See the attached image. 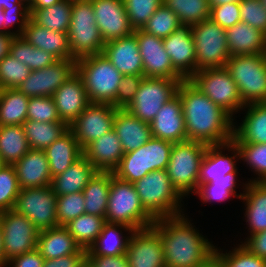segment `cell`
Instances as JSON below:
<instances>
[{"label":"cell","mask_w":266,"mask_h":267,"mask_svg":"<svg viewBox=\"0 0 266 267\" xmlns=\"http://www.w3.org/2000/svg\"><path fill=\"white\" fill-rule=\"evenodd\" d=\"M208 145L197 141L173 143L166 171L172 185L185 198L198 189L200 165Z\"/></svg>","instance_id":"obj_6"},{"label":"cell","mask_w":266,"mask_h":267,"mask_svg":"<svg viewBox=\"0 0 266 267\" xmlns=\"http://www.w3.org/2000/svg\"><path fill=\"white\" fill-rule=\"evenodd\" d=\"M126 256L129 267H166L162 240L152 226L134 230Z\"/></svg>","instance_id":"obj_18"},{"label":"cell","mask_w":266,"mask_h":267,"mask_svg":"<svg viewBox=\"0 0 266 267\" xmlns=\"http://www.w3.org/2000/svg\"><path fill=\"white\" fill-rule=\"evenodd\" d=\"M225 150L228 154H225ZM240 159L239 148L233 141L223 145L208 146L200 165L198 184L214 182L216 179L224 178L228 173L238 172L236 163Z\"/></svg>","instance_id":"obj_20"},{"label":"cell","mask_w":266,"mask_h":267,"mask_svg":"<svg viewBox=\"0 0 266 267\" xmlns=\"http://www.w3.org/2000/svg\"><path fill=\"white\" fill-rule=\"evenodd\" d=\"M29 97L15 89L0 90V126L22 125L27 120Z\"/></svg>","instance_id":"obj_40"},{"label":"cell","mask_w":266,"mask_h":267,"mask_svg":"<svg viewBox=\"0 0 266 267\" xmlns=\"http://www.w3.org/2000/svg\"><path fill=\"white\" fill-rule=\"evenodd\" d=\"M182 26L178 16L164 4L147 20L141 29L145 33L160 38H166Z\"/></svg>","instance_id":"obj_45"},{"label":"cell","mask_w":266,"mask_h":267,"mask_svg":"<svg viewBox=\"0 0 266 267\" xmlns=\"http://www.w3.org/2000/svg\"><path fill=\"white\" fill-rule=\"evenodd\" d=\"M231 250L223 251L215 247L214 253L222 260L224 267H266L265 259L255 256L241 244L234 245Z\"/></svg>","instance_id":"obj_49"},{"label":"cell","mask_w":266,"mask_h":267,"mask_svg":"<svg viewBox=\"0 0 266 267\" xmlns=\"http://www.w3.org/2000/svg\"><path fill=\"white\" fill-rule=\"evenodd\" d=\"M3 12L5 16V22L3 23V34H9L13 37L21 36L28 20L30 19L29 8H10L3 10ZM9 27L13 28L14 30L10 29Z\"/></svg>","instance_id":"obj_56"},{"label":"cell","mask_w":266,"mask_h":267,"mask_svg":"<svg viewBox=\"0 0 266 267\" xmlns=\"http://www.w3.org/2000/svg\"><path fill=\"white\" fill-rule=\"evenodd\" d=\"M86 261L87 250L82 249L75 254H69L56 259H44L43 267H82Z\"/></svg>","instance_id":"obj_57"},{"label":"cell","mask_w":266,"mask_h":267,"mask_svg":"<svg viewBox=\"0 0 266 267\" xmlns=\"http://www.w3.org/2000/svg\"><path fill=\"white\" fill-rule=\"evenodd\" d=\"M241 245L244 246L249 252L255 256L266 260V230L248 235L247 238L242 242Z\"/></svg>","instance_id":"obj_58"},{"label":"cell","mask_w":266,"mask_h":267,"mask_svg":"<svg viewBox=\"0 0 266 267\" xmlns=\"http://www.w3.org/2000/svg\"><path fill=\"white\" fill-rule=\"evenodd\" d=\"M27 120L38 122L61 121L52 96L30 97L27 109Z\"/></svg>","instance_id":"obj_52"},{"label":"cell","mask_w":266,"mask_h":267,"mask_svg":"<svg viewBox=\"0 0 266 267\" xmlns=\"http://www.w3.org/2000/svg\"><path fill=\"white\" fill-rule=\"evenodd\" d=\"M105 220L134 230L151 227L155 222L143 208L134 184L119 179L113 172Z\"/></svg>","instance_id":"obj_5"},{"label":"cell","mask_w":266,"mask_h":267,"mask_svg":"<svg viewBox=\"0 0 266 267\" xmlns=\"http://www.w3.org/2000/svg\"><path fill=\"white\" fill-rule=\"evenodd\" d=\"M112 172L97 171L82 191L87 214L105 218L108 206V196L111 187Z\"/></svg>","instance_id":"obj_36"},{"label":"cell","mask_w":266,"mask_h":267,"mask_svg":"<svg viewBox=\"0 0 266 267\" xmlns=\"http://www.w3.org/2000/svg\"><path fill=\"white\" fill-rule=\"evenodd\" d=\"M30 149L22 125L0 126V155L5 165H14Z\"/></svg>","instance_id":"obj_38"},{"label":"cell","mask_w":266,"mask_h":267,"mask_svg":"<svg viewBox=\"0 0 266 267\" xmlns=\"http://www.w3.org/2000/svg\"><path fill=\"white\" fill-rule=\"evenodd\" d=\"M143 75H123L116 94V109H126L133 101Z\"/></svg>","instance_id":"obj_55"},{"label":"cell","mask_w":266,"mask_h":267,"mask_svg":"<svg viewBox=\"0 0 266 267\" xmlns=\"http://www.w3.org/2000/svg\"><path fill=\"white\" fill-rule=\"evenodd\" d=\"M61 121L70 126L90 104L86 89L77 72L52 95Z\"/></svg>","instance_id":"obj_22"},{"label":"cell","mask_w":266,"mask_h":267,"mask_svg":"<svg viewBox=\"0 0 266 267\" xmlns=\"http://www.w3.org/2000/svg\"><path fill=\"white\" fill-rule=\"evenodd\" d=\"M239 148L241 160L255 173L252 181H266V143H235Z\"/></svg>","instance_id":"obj_46"},{"label":"cell","mask_w":266,"mask_h":267,"mask_svg":"<svg viewBox=\"0 0 266 267\" xmlns=\"http://www.w3.org/2000/svg\"><path fill=\"white\" fill-rule=\"evenodd\" d=\"M183 80L185 79L144 77L126 110L141 121L150 123L163 104L177 95L179 84Z\"/></svg>","instance_id":"obj_12"},{"label":"cell","mask_w":266,"mask_h":267,"mask_svg":"<svg viewBox=\"0 0 266 267\" xmlns=\"http://www.w3.org/2000/svg\"><path fill=\"white\" fill-rule=\"evenodd\" d=\"M37 250L44 259H56L78 253L82 248L65 226H57L39 231Z\"/></svg>","instance_id":"obj_33"},{"label":"cell","mask_w":266,"mask_h":267,"mask_svg":"<svg viewBox=\"0 0 266 267\" xmlns=\"http://www.w3.org/2000/svg\"><path fill=\"white\" fill-rule=\"evenodd\" d=\"M87 262L93 267H129L126 254L117 256H87Z\"/></svg>","instance_id":"obj_60"},{"label":"cell","mask_w":266,"mask_h":267,"mask_svg":"<svg viewBox=\"0 0 266 267\" xmlns=\"http://www.w3.org/2000/svg\"><path fill=\"white\" fill-rule=\"evenodd\" d=\"M5 22V16L3 10H0V33L3 34V23Z\"/></svg>","instance_id":"obj_67"},{"label":"cell","mask_w":266,"mask_h":267,"mask_svg":"<svg viewBox=\"0 0 266 267\" xmlns=\"http://www.w3.org/2000/svg\"><path fill=\"white\" fill-rule=\"evenodd\" d=\"M239 172H231L224 176V178L216 179L214 182L206 184H198V189L194 194L199 196L202 204L208 203L213 205L216 202H224L225 200L236 197L241 199L243 197L242 192L237 193L236 185Z\"/></svg>","instance_id":"obj_41"},{"label":"cell","mask_w":266,"mask_h":267,"mask_svg":"<svg viewBox=\"0 0 266 267\" xmlns=\"http://www.w3.org/2000/svg\"><path fill=\"white\" fill-rule=\"evenodd\" d=\"M209 18L225 30L241 22L239 2L211 7Z\"/></svg>","instance_id":"obj_54"},{"label":"cell","mask_w":266,"mask_h":267,"mask_svg":"<svg viewBox=\"0 0 266 267\" xmlns=\"http://www.w3.org/2000/svg\"><path fill=\"white\" fill-rule=\"evenodd\" d=\"M189 80L213 103L231 115L234 121L235 114L243 111L245 104L226 67L199 70Z\"/></svg>","instance_id":"obj_10"},{"label":"cell","mask_w":266,"mask_h":267,"mask_svg":"<svg viewBox=\"0 0 266 267\" xmlns=\"http://www.w3.org/2000/svg\"><path fill=\"white\" fill-rule=\"evenodd\" d=\"M98 170L83 155L64 172L51 180V188L57 196L82 192Z\"/></svg>","instance_id":"obj_34"},{"label":"cell","mask_w":266,"mask_h":267,"mask_svg":"<svg viewBox=\"0 0 266 267\" xmlns=\"http://www.w3.org/2000/svg\"><path fill=\"white\" fill-rule=\"evenodd\" d=\"M7 262L3 250V230L0 224V267H7Z\"/></svg>","instance_id":"obj_65"},{"label":"cell","mask_w":266,"mask_h":267,"mask_svg":"<svg viewBox=\"0 0 266 267\" xmlns=\"http://www.w3.org/2000/svg\"><path fill=\"white\" fill-rule=\"evenodd\" d=\"M44 257L36 249L32 252L11 258L7 267H43Z\"/></svg>","instance_id":"obj_59"},{"label":"cell","mask_w":266,"mask_h":267,"mask_svg":"<svg viewBox=\"0 0 266 267\" xmlns=\"http://www.w3.org/2000/svg\"><path fill=\"white\" fill-rule=\"evenodd\" d=\"M57 195L51 186L20 189L14 210L26 216L39 231L58 226Z\"/></svg>","instance_id":"obj_13"},{"label":"cell","mask_w":266,"mask_h":267,"mask_svg":"<svg viewBox=\"0 0 266 267\" xmlns=\"http://www.w3.org/2000/svg\"><path fill=\"white\" fill-rule=\"evenodd\" d=\"M262 4L266 7V0H260Z\"/></svg>","instance_id":"obj_71"},{"label":"cell","mask_w":266,"mask_h":267,"mask_svg":"<svg viewBox=\"0 0 266 267\" xmlns=\"http://www.w3.org/2000/svg\"><path fill=\"white\" fill-rule=\"evenodd\" d=\"M187 217L184 213L152 224L163 243L166 267H198L215 252L216 245Z\"/></svg>","instance_id":"obj_2"},{"label":"cell","mask_w":266,"mask_h":267,"mask_svg":"<svg viewBox=\"0 0 266 267\" xmlns=\"http://www.w3.org/2000/svg\"><path fill=\"white\" fill-rule=\"evenodd\" d=\"M113 129L121 142L124 153L138 149L153 137L150 123L141 121L126 109L116 110Z\"/></svg>","instance_id":"obj_27"},{"label":"cell","mask_w":266,"mask_h":267,"mask_svg":"<svg viewBox=\"0 0 266 267\" xmlns=\"http://www.w3.org/2000/svg\"><path fill=\"white\" fill-rule=\"evenodd\" d=\"M102 54L122 75H143L139 44L134 34L105 43Z\"/></svg>","instance_id":"obj_24"},{"label":"cell","mask_w":266,"mask_h":267,"mask_svg":"<svg viewBox=\"0 0 266 267\" xmlns=\"http://www.w3.org/2000/svg\"><path fill=\"white\" fill-rule=\"evenodd\" d=\"M13 166L20 189L51 185L52 176L44 150L30 149Z\"/></svg>","instance_id":"obj_25"},{"label":"cell","mask_w":266,"mask_h":267,"mask_svg":"<svg viewBox=\"0 0 266 267\" xmlns=\"http://www.w3.org/2000/svg\"><path fill=\"white\" fill-rule=\"evenodd\" d=\"M163 4L171 9L182 25L192 26L209 19V0H163Z\"/></svg>","instance_id":"obj_44"},{"label":"cell","mask_w":266,"mask_h":267,"mask_svg":"<svg viewBox=\"0 0 266 267\" xmlns=\"http://www.w3.org/2000/svg\"><path fill=\"white\" fill-rule=\"evenodd\" d=\"M84 195L82 192L57 196V221L58 226H65L71 220L86 213L84 208Z\"/></svg>","instance_id":"obj_51"},{"label":"cell","mask_w":266,"mask_h":267,"mask_svg":"<svg viewBox=\"0 0 266 267\" xmlns=\"http://www.w3.org/2000/svg\"><path fill=\"white\" fill-rule=\"evenodd\" d=\"M22 126L30 148L38 150H45L69 130V126L63 121L38 122L26 120Z\"/></svg>","instance_id":"obj_37"},{"label":"cell","mask_w":266,"mask_h":267,"mask_svg":"<svg viewBox=\"0 0 266 267\" xmlns=\"http://www.w3.org/2000/svg\"><path fill=\"white\" fill-rule=\"evenodd\" d=\"M189 141L208 146L223 145L232 141L234 118L213 103L189 79L178 87Z\"/></svg>","instance_id":"obj_1"},{"label":"cell","mask_w":266,"mask_h":267,"mask_svg":"<svg viewBox=\"0 0 266 267\" xmlns=\"http://www.w3.org/2000/svg\"><path fill=\"white\" fill-rule=\"evenodd\" d=\"M130 25L142 29L147 20L163 4V0H123Z\"/></svg>","instance_id":"obj_50"},{"label":"cell","mask_w":266,"mask_h":267,"mask_svg":"<svg viewBox=\"0 0 266 267\" xmlns=\"http://www.w3.org/2000/svg\"><path fill=\"white\" fill-rule=\"evenodd\" d=\"M30 18L42 27L67 33L72 15V0H61L50 7L29 10Z\"/></svg>","instance_id":"obj_39"},{"label":"cell","mask_w":266,"mask_h":267,"mask_svg":"<svg viewBox=\"0 0 266 267\" xmlns=\"http://www.w3.org/2000/svg\"><path fill=\"white\" fill-rule=\"evenodd\" d=\"M133 232L134 229L126 225L106 222L96 241L87 250V256H117L126 254Z\"/></svg>","instance_id":"obj_32"},{"label":"cell","mask_w":266,"mask_h":267,"mask_svg":"<svg viewBox=\"0 0 266 267\" xmlns=\"http://www.w3.org/2000/svg\"><path fill=\"white\" fill-rule=\"evenodd\" d=\"M21 2H23L27 7H30L34 0H21Z\"/></svg>","instance_id":"obj_68"},{"label":"cell","mask_w":266,"mask_h":267,"mask_svg":"<svg viewBox=\"0 0 266 267\" xmlns=\"http://www.w3.org/2000/svg\"><path fill=\"white\" fill-rule=\"evenodd\" d=\"M133 184L143 208L154 220L185 213V198L172 185L166 170L151 171Z\"/></svg>","instance_id":"obj_3"},{"label":"cell","mask_w":266,"mask_h":267,"mask_svg":"<svg viewBox=\"0 0 266 267\" xmlns=\"http://www.w3.org/2000/svg\"><path fill=\"white\" fill-rule=\"evenodd\" d=\"M12 39L13 36L0 33V60H2L7 54H9V48Z\"/></svg>","instance_id":"obj_61"},{"label":"cell","mask_w":266,"mask_h":267,"mask_svg":"<svg viewBox=\"0 0 266 267\" xmlns=\"http://www.w3.org/2000/svg\"><path fill=\"white\" fill-rule=\"evenodd\" d=\"M52 178L64 172L80 159L83 149L79 146L73 132L69 129L45 150Z\"/></svg>","instance_id":"obj_35"},{"label":"cell","mask_w":266,"mask_h":267,"mask_svg":"<svg viewBox=\"0 0 266 267\" xmlns=\"http://www.w3.org/2000/svg\"><path fill=\"white\" fill-rule=\"evenodd\" d=\"M243 200L245 204V222L248 225V234L266 230V181H246L242 183Z\"/></svg>","instance_id":"obj_29"},{"label":"cell","mask_w":266,"mask_h":267,"mask_svg":"<svg viewBox=\"0 0 266 267\" xmlns=\"http://www.w3.org/2000/svg\"><path fill=\"white\" fill-rule=\"evenodd\" d=\"M173 143L152 137L144 145L129 153H124L114 175L124 181L134 183L151 171L166 170Z\"/></svg>","instance_id":"obj_7"},{"label":"cell","mask_w":266,"mask_h":267,"mask_svg":"<svg viewBox=\"0 0 266 267\" xmlns=\"http://www.w3.org/2000/svg\"><path fill=\"white\" fill-rule=\"evenodd\" d=\"M225 67L245 105L266 102V54L233 55Z\"/></svg>","instance_id":"obj_9"},{"label":"cell","mask_w":266,"mask_h":267,"mask_svg":"<svg viewBox=\"0 0 266 267\" xmlns=\"http://www.w3.org/2000/svg\"><path fill=\"white\" fill-rule=\"evenodd\" d=\"M76 72L90 103H110L116 108L117 88L123 75L102 53L78 59Z\"/></svg>","instance_id":"obj_4"},{"label":"cell","mask_w":266,"mask_h":267,"mask_svg":"<svg viewBox=\"0 0 266 267\" xmlns=\"http://www.w3.org/2000/svg\"><path fill=\"white\" fill-rule=\"evenodd\" d=\"M116 110L110 103H90L69 126L83 150L113 129Z\"/></svg>","instance_id":"obj_15"},{"label":"cell","mask_w":266,"mask_h":267,"mask_svg":"<svg viewBox=\"0 0 266 267\" xmlns=\"http://www.w3.org/2000/svg\"><path fill=\"white\" fill-rule=\"evenodd\" d=\"M82 267H93L87 261L82 265Z\"/></svg>","instance_id":"obj_69"},{"label":"cell","mask_w":266,"mask_h":267,"mask_svg":"<svg viewBox=\"0 0 266 267\" xmlns=\"http://www.w3.org/2000/svg\"><path fill=\"white\" fill-rule=\"evenodd\" d=\"M21 37L34 47L51 53L58 60H76L72 56L67 33L49 30L30 18Z\"/></svg>","instance_id":"obj_26"},{"label":"cell","mask_w":266,"mask_h":267,"mask_svg":"<svg viewBox=\"0 0 266 267\" xmlns=\"http://www.w3.org/2000/svg\"><path fill=\"white\" fill-rule=\"evenodd\" d=\"M163 45L173 67L185 78L197 72V62L191 27L182 25L171 35L163 38Z\"/></svg>","instance_id":"obj_21"},{"label":"cell","mask_w":266,"mask_h":267,"mask_svg":"<svg viewBox=\"0 0 266 267\" xmlns=\"http://www.w3.org/2000/svg\"><path fill=\"white\" fill-rule=\"evenodd\" d=\"M241 22L266 34V7L260 0H240Z\"/></svg>","instance_id":"obj_53"},{"label":"cell","mask_w":266,"mask_h":267,"mask_svg":"<svg viewBox=\"0 0 266 267\" xmlns=\"http://www.w3.org/2000/svg\"><path fill=\"white\" fill-rule=\"evenodd\" d=\"M190 27L195 46L197 71L225 67L230 58L226 30L210 18Z\"/></svg>","instance_id":"obj_11"},{"label":"cell","mask_w":266,"mask_h":267,"mask_svg":"<svg viewBox=\"0 0 266 267\" xmlns=\"http://www.w3.org/2000/svg\"><path fill=\"white\" fill-rule=\"evenodd\" d=\"M77 60H57L48 67L33 70L17 88L27 97L52 96L76 73Z\"/></svg>","instance_id":"obj_16"},{"label":"cell","mask_w":266,"mask_h":267,"mask_svg":"<svg viewBox=\"0 0 266 267\" xmlns=\"http://www.w3.org/2000/svg\"><path fill=\"white\" fill-rule=\"evenodd\" d=\"M105 223L104 217L84 213L71 220L65 227L81 248L88 250L96 241Z\"/></svg>","instance_id":"obj_43"},{"label":"cell","mask_w":266,"mask_h":267,"mask_svg":"<svg viewBox=\"0 0 266 267\" xmlns=\"http://www.w3.org/2000/svg\"><path fill=\"white\" fill-rule=\"evenodd\" d=\"M198 267H224L222 260L213 253L206 261L201 263Z\"/></svg>","instance_id":"obj_63"},{"label":"cell","mask_w":266,"mask_h":267,"mask_svg":"<svg viewBox=\"0 0 266 267\" xmlns=\"http://www.w3.org/2000/svg\"><path fill=\"white\" fill-rule=\"evenodd\" d=\"M3 250L7 261L37 249L39 230L26 216L14 209L0 213Z\"/></svg>","instance_id":"obj_14"},{"label":"cell","mask_w":266,"mask_h":267,"mask_svg":"<svg viewBox=\"0 0 266 267\" xmlns=\"http://www.w3.org/2000/svg\"><path fill=\"white\" fill-rule=\"evenodd\" d=\"M60 1L61 0H34L33 4L29 7V10H37L50 7Z\"/></svg>","instance_id":"obj_64"},{"label":"cell","mask_w":266,"mask_h":267,"mask_svg":"<svg viewBox=\"0 0 266 267\" xmlns=\"http://www.w3.org/2000/svg\"><path fill=\"white\" fill-rule=\"evenodd\" d=\"M229 2H240V0H209L210 7L219 6Z\"/></svg>","instance_id":"obj_66"},{"label":"cell","mask_w":266,"mask_h":267,"mask_svg":"<svg viewBox=\"0 0 266 267\" xmlns=\"http://www.w3.org/2000/svg\"><path fill=\"white\" fill-rule=\"evenodd\" d=\"M31 70L14 57L7 54L0 60L1 89H16L29 76Z\"/></svg>","instance_id":"obj_47"},{"label":"cell","mask_w":266,"mask_h":267,"mask_svg":"<svg viewBox=\"0 0 266 267\" xmlns=\"http://www.w3.org/2000/svg\"><path fill=\"white\" fill-rule=\"evenodd\" d=\"M9 55L25 64L31 71L48 67L58 60L51 53L34 47L21 36L13 37Z\"/></svg>","instance_id":"obj_42"},{"label":"cell","mask_w":266,"mask_h":267,"mask_svg":"<svg viewBox=\"0 0 266 267\" xmlns=\"http://www.w3.org/2000/svg\"><path fill=\"white\" fill-rule=\"evenodd\" d=\"M152 136L171 143L187 140L182 103L177 94L170 101L163 104L150 122Z\"/></svg>","instance_id":"obj_23"},{"label":"cell","mask_w":266,"mask_h":267,"mask_svg":"<svg viewBox=\"0 0 266 267\" xmlns=\"http://www.w3.org/2000/svg\"><path fill=\"white\" fill-rule=\"evenodd\" d=\"M10 8H29L21 0H0V10Z\"/></svg>","instance_id":"obj_62"},{"label":"cell","mask_w":266,"mask_h":267,"mask_svg":"<svg viewBox=\"0 0 266 267\" xmlns=\"http://www.w3.org/2000/svg\"><path fill=\"white\" fill-rule=\"evenodd\" d=\"M226 38L230 56L266 54V34L247 23L226 29Z\"/></svg>","instance_id":"obj_31"},{"label":"cell","mask_w":266,"mask_h":267,"mask_svg":"<svg viewBox=\"0 0 266 267\" xmlns=\"http://www.w3.org/2000/svg\"><path fill=\"white\" fill-rule=\"evenodd\" d=\"M83 154L98 171L113 172L119 166L124 151L115 130L112 129L90 143Z\"/></svg>","instance_id":"obj_28"},{"label":"cell","mask_w":266,"mask_h":267,"mask_svg":"<svg viewBox=\"0 0 266 267\" xmlns=\"http://www.w3.org/2000/svg\"><path fill=\"white\" fill-rule=\"evenodd\" d=\"M19 191L14 166L4 165L0 168V213L14 208Z\"/></svg>","instance_id":"obj_48"},{"label":"cell","mask_w":266,"mask_h":267,"mask_svg":"<svg viewBox=\"0 0 266 267\" xmlns=\"http://www.w3.org/2000/svg\"><path fill=\"white\" fill-rule=\"evenodd\" d=\"M93 5L96 24L107 43L133 34L123 0H90Z\"/></svg>","instance_id":"obj_19"},{"label":"cell","mask_w":266,"mask_h":267,"mask_svg":"<svg viewBox=\"0 0 266 267\" xmlns=\"http://www.w3.org/2000/svg\"><path fill=\"white\" fill-rule=\"evenodd\" d=\"M67 35L72 56L76 60L102 53L105 43L96 24L90 0H72V15Z\"/></svg>","instance_id":"obj_8"},{"label":"cell","mask_w":266,"mask_h":267,"mask_svg":"<svg viewBox=\"0 0 266 267\" xmlns=\"http://www.w3.org/2000/svg\"><path fill=\"white\" fill-rule=\"evenodd\" d=\"M246 110V111H245ZM246 113L240 124L233 125L234 143H266V102L244 106Z\"/></svg>","instance_id":"obj_30"},{"label":"cell","mask_w":266,"mask_h":267,"mask_svg":"<svg viewBox=\"0 0 266 267\" xmlns=\"http://www.w3.org/2000/svg\"><path fill=\"white\" fill-rule=\"evenodd\" d=\"M4 162L2 161L1 155H0V168H2L4 166Z\"/></svg>","instance_id":"obj_70"},{"label":"cell","mask_w":266,"mask_h":267,"mask_svg":"<svg viewBox=\"0 0 266 267\" xmlns=\"http://www.w3.org/2000/svg\"><path fill=\"white\" fill-rule=\"evenodd\" d=\"M133 34L139 44L144 77L185 79L173 67L162 38L145 33L141 29L134 30Z\"/></svg>","instance_id":"obj_17"}]
</instances>
